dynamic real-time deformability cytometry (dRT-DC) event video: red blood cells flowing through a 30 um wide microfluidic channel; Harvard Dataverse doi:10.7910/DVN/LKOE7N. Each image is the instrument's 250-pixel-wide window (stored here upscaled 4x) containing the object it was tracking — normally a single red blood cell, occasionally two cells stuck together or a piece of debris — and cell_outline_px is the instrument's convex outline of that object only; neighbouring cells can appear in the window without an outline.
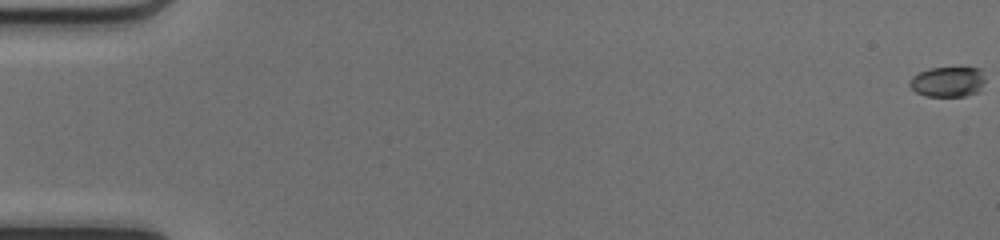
{"species": "common noctule bat (a hibernating species)", "species_latin": "Nyctalus noctula", "temperature_condition": "cold", "stored_images_in_passage": 18, "camera_frame_rate_fps": 3000, "um_per_image_px": 0.085, "animal": {"sex": "female", "body_mass_g": 17.0, "forearm_length_mm": 48.0}, "frame": {"image": 1, "passage_image": 1, "time_ms": 0.0, "image_size_px": [1000, 240], "cell_outline_px": [[984, 80], [980, 92], [964, 96], [924, 96], [916, 92], [908, 84], [908, 80], [912, 76], [928, 68], [980, 68], [984, 76]], "centroid_in_image_um": [80.55, 6.96], "position_along_channel_um": 4.5, "area_um2": 13.41}}
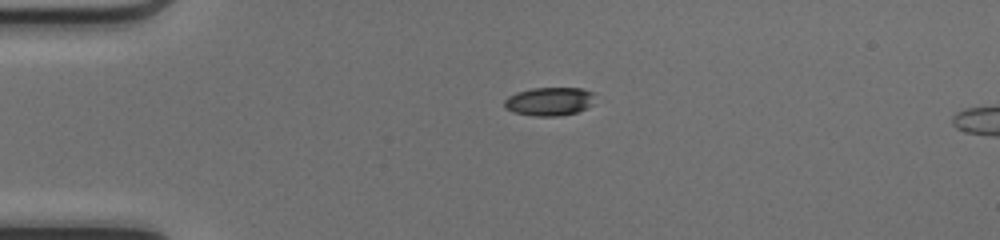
{"frame": {"image": 2, "passage_image": 14, "time_ms": 4.333, "image_size_px": [1000, 240], "cell_outline_px": [[596, 92], [592, 104], [576, 112], [556, 116], [536, 116], [512, 112], [504, 108], [504, 100], [508, 96], [516, 92], [532, 88], [580, 88]], "centroid_in_image_um": [46.68, 8.61], "position_along_channel_um": 38.3, "area_um2": 15.09}}